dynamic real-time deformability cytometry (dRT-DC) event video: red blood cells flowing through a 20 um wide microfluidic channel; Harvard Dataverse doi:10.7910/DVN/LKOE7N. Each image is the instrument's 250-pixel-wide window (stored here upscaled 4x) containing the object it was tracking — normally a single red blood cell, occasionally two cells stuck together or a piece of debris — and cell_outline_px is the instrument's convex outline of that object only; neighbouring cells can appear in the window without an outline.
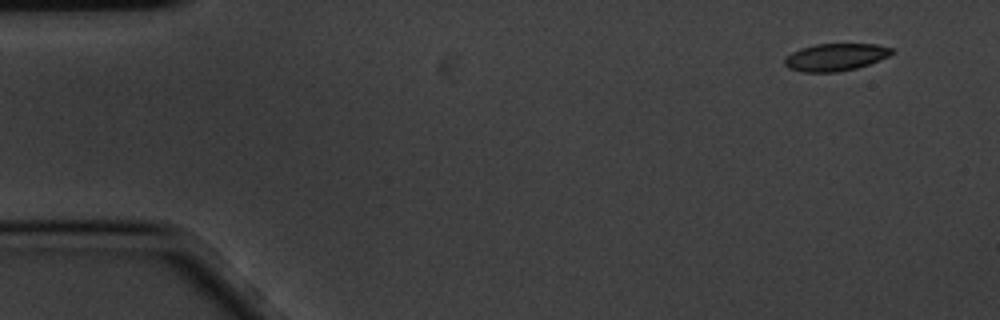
{"species": "common noctule bat (a hibernating species)", "species_latin": "Nyctalus noctula", "temperature_condition": "cold", "stored_images_in_passage": 5, "camera_frame_rate_fps": 3000, "um_per_image_px": 0.085, "animal": {"sex": "male", "body_mass_g": 20.1, "forearm_length_mm": 53.5}, "frame": {"image": 1, "passage_image": 1, "time_ms": 0.0, "image_size_px": [1000, 320], "cell_outline_px": [[896, 52], [880, 60], [856, 68], [836, 72], [804, 72], [788, 68], [784, 64], [784, 60], [792, 52], [800, 48], [816, 44], [876, 44], [892, 48]], "centroid_in_image_um": [71.03, 4.85], "position_along_channel_um": 14.0, "area_um2": 17.05}}